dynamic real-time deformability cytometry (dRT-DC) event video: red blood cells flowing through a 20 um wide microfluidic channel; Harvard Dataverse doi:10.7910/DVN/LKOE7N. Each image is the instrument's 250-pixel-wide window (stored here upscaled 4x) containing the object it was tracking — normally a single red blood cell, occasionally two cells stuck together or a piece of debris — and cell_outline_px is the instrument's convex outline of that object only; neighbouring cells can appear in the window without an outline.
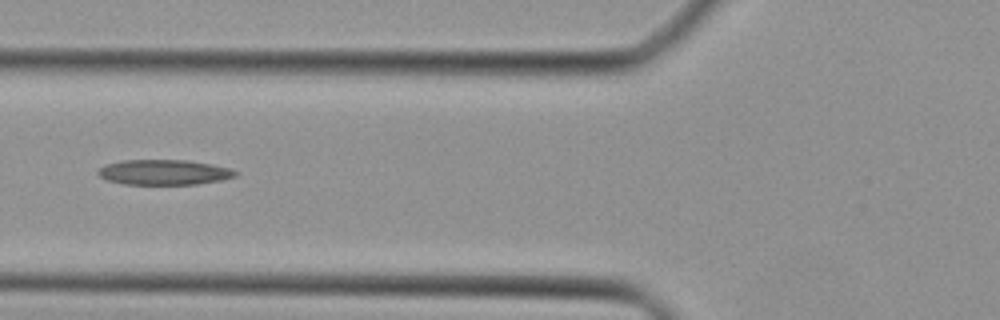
{"species": "Egyptian fruit bat (a non-hibernating species)", "species_latin": "Rousettus aegyptiacus", "temperature_condition": "cold", "stored_images_in_passage": 27, "camera_frame_rate_fps": 3000, "um_per_image_px": 0.085, "animal": {"sex": "female"}, "frame": {"image": 1, "passage_image": 16, "time_ms": 5.0, "image_size_px": [1000, 320], "cell_outline_px": [[240, 172], [236, 176], [220, 180], [196, 184], [124, 184], [108, 180], [100, 176], [96, 172], [104, 164], [120, 160], [188, 160], [212, 164], [228, 168]], "centroid_in_image_um": [13.93, 14.63], "position_along_channel_um": 111.9, "area_um2": 20.17}}